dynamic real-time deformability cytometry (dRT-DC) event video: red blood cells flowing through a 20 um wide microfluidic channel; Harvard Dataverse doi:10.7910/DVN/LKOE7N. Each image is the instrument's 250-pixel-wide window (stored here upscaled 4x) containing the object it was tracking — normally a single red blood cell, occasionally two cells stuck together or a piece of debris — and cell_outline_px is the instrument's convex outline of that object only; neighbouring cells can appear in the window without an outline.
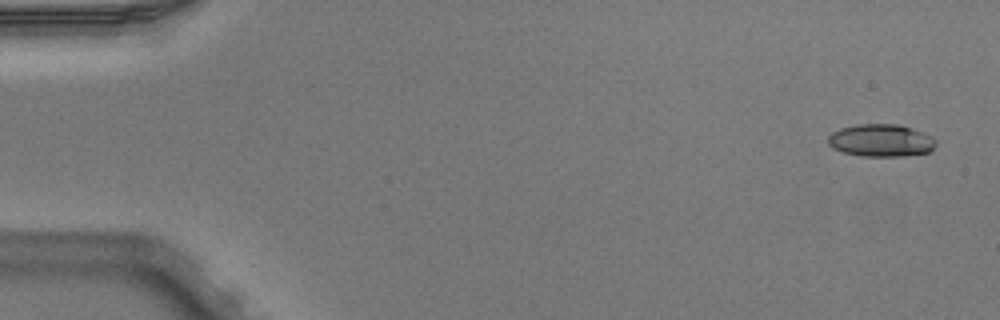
{"species": "Egyptian fruit bat (a non-hibernating species)", "species_latin": "Rousettus aegyptiacus", "temperature_condition": "warm", "stored_images_in_passage": 6, "camera_frame_rate_fps": 3000, "um_per_image_px": 0.085, "animal": {"sex": "male"}, "frame": {"image": 1, "passage_image": 1, "time_ms": 0.0, "image_size_px": [1000, 320], "cell_outline_px": [[936, 144], [928, 152], [904, 156], [864, 156], [840, 152], [832, 148], [828, 144], [828, 136], [832, 132], [840, 128], [860, 124], [900, 124], [912, 128], [932, 136], [936, 140]], "centroid_in_image_um": [74.86, 11.93], "position_along_channel_um": 10.1, "area_um2": 20.52}}
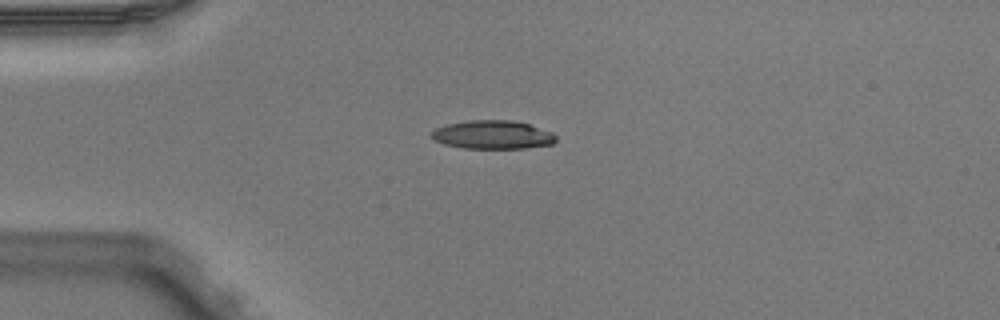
{"frame": {"image": 2, "passage_image": 4, "time_ms": 1.0, "image_size_px": [1000, 320], "cell_outline_px": [[556, 140], [552, 144], [524, 148], [464, 148], [444, 144], [436, 140], [432, 136], [432, 132], [436, 128], [448, 124], [468, 120], [512, 120], [528, 124], [552, 132], [556, 136]], "centroid_in_image_um": [41.9, 11.45], "position_along_channel_um": 43.1, "area_um2": 20.46}}
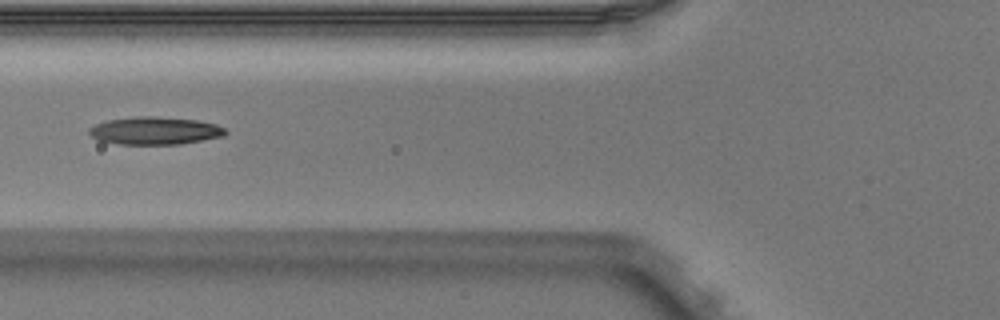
{"frame": {"image": 3, "passage_image": 6, "time_ms": 1.667, "image_size_px": [1000, 320], "cell_outline_px": [[228, 132], [224, 136], [180, 144], [120, 144], [100, 140], [92, 136], [88, 132], [88, 128], [96, 124], [108, 120], [136, 116], [152, 116], [196, 120], [216, 124], [224, 128]], "centroid_in_image_um": [13.18, 11.11], "position_along_channel_um": 112.6, "area_um2": 21.85}}